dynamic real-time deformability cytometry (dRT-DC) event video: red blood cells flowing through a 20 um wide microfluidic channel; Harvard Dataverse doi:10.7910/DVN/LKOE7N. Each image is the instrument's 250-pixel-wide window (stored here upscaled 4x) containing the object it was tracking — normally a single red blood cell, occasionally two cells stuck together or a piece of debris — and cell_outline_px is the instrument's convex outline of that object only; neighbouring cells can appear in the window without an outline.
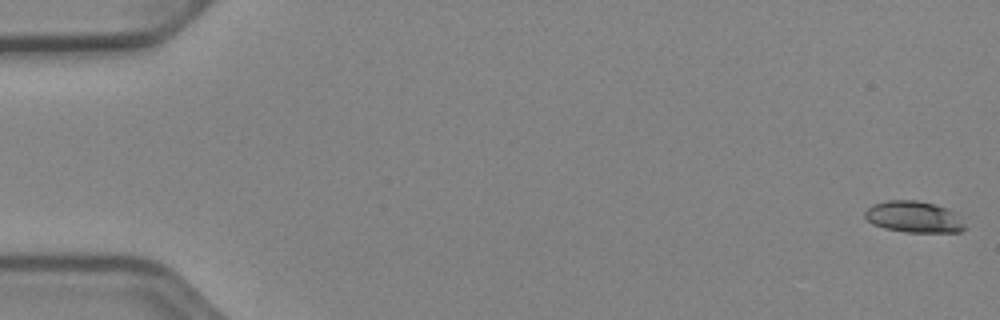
{"species": "Egyptian fruit bat (a non-hibernating species)", "species_latin": "Rousettus aegyptiacus", "temperature_condition": "cold", "stored_images_in_passage": 52, "camera_frame_rate_fps": 3000, "um_per_image_px": 0.085, "animal": {"sex": "female"}, "frame": {"image": 1, "passage_image": 1, "time_ms": 0.0, "image_size_px": [1000, 320], "cell_outline_px": [[968, 228], [960, 232], [904, 232], [884, 228], [872, 224], [864, 216], [864, 212], [872, 204], [888, 200], [916, 200], [948, 208], [956, 212]], "centroid_in_image_um": [77.7, 18.44], "position_along_channel_um": 7.3, "area_um2": 18.5}}
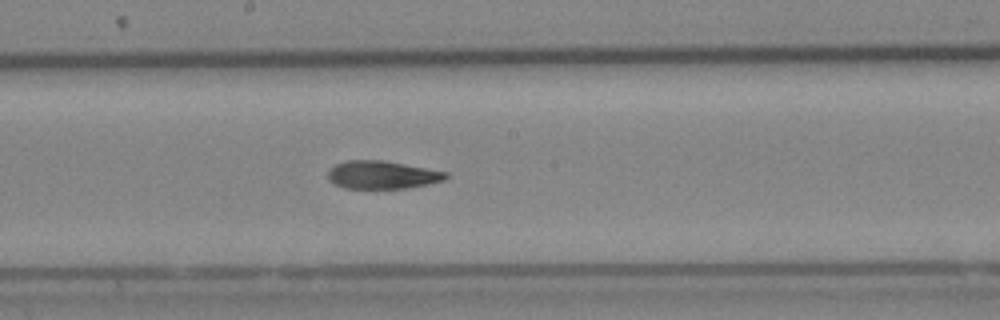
{"frame": {"image": 2, "passage_image": 29, "time_ms": 9.333, "image_size_px": [1000, 320], "cell_outline_px": [[448, 176], [444, 180], [428, 184], [404, 188], [344, 188], [328, 180], [328, 168], [336, 164], [348, 160], [384, 160], [448, 172]], "centroid_in_image_um": [32.47, 14.85], "position_along_channel_um": 215.7, "area_um2": 19.19}}
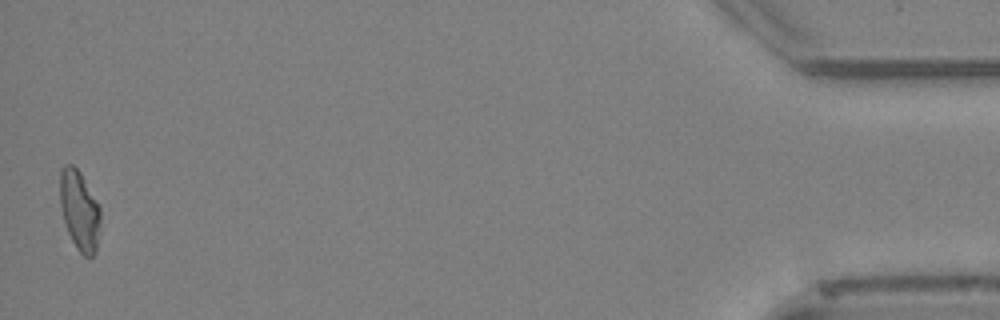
{"frame": {"image": 3, "passage_image": 52, "time_ms": 17.0, "image_size_px": [1000, 320], "cell_outline_px": [[100, 220], [96, 252], [92, 256], [84, 256], [76, 248], [68, 232], [64, 220], [60, 204], [60, 168], [64, 164], [72, 164], [80, 172], [100, 204]], "centroid_in_image_um": [6.76, 17.85], "position_along_channel_um": 428.4, "area_um2": 18.9}, "authors_computed_cell_mechanics": {"area_um2": 19.3341, "velocity_mm_per_s": 3.9428, "shape_relaxation_time_tau1_ms": 5.5919, "shape_relaxation_time_tau2_ms": 5.1937, "deformation_change_tau1": 0.1592, "deformation_change_tau2": 0.1569}}